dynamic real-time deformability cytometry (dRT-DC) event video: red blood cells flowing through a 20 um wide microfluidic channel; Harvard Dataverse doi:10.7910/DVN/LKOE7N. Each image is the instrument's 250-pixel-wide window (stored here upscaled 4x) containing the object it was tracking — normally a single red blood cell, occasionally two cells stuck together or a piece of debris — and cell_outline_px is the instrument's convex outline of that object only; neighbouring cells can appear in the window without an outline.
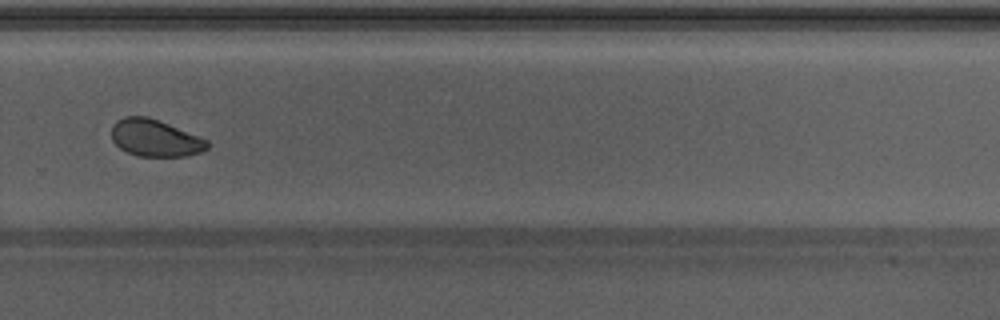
{"species": "Egyptian fruit bat (a non-hibernating species)", "species_latin": "Rousettus aegyptiacus", "temperature_condition": "warm", "stored_images_in_passage": 30, "camera_frame_rate_fps": 3000, "um_per_image_px": 0.085, "animal": {"sex": "male"}, "frame": {"image": 1, "passage_image": 22, "time_ms": 7.0, "image_size_px": [1000, 320], "cell_outline_px": [[208, 148], [200, 152], [184, 156], [136, 156], [120, 148], [112, 140], [112, 124], [116, 120], [124, 116], [148, 116], [208, 140]], "centroid_in_image_um": [13.15, 11.72], "position_along_channel_um": 316.7, "area_um2": 20.52}, "authors_computed_cell_mechanics": {"area_um2": 21.386, "velocity_mm_per_s": 4.2945, "shape_relaxation_time_tau1_ms": 4.0455, "shape_relaxation_time_tau2_ms": 1.6842, "deformation_change_tau1": 0.0916, "deformation_change_tau2": 0.0464}}